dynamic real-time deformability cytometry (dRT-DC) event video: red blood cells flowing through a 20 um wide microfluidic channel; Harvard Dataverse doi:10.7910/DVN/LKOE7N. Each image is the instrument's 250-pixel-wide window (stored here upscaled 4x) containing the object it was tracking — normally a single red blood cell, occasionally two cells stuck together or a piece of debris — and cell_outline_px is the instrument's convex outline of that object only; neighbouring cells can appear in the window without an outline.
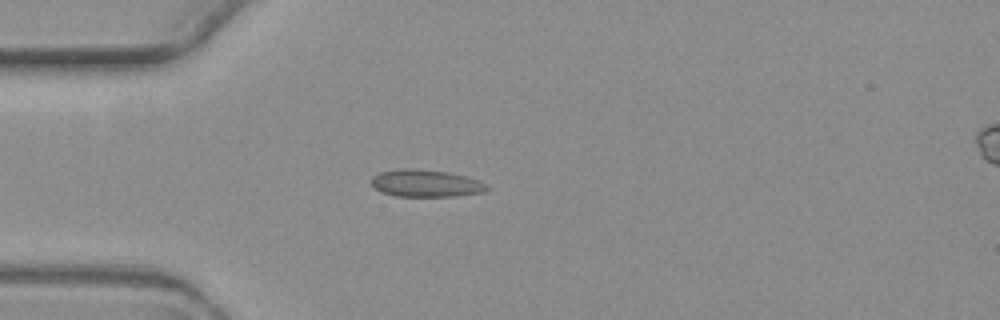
{"species": "common noctule bat (a hibernating species)", "species_latin": "Nyctalus noctula", "temperature_condition": "warm", "stored_images_in_passage": 5, "segment_of_instrument_passage": [1, 2], "camera_frame_rate_fps": 3000, "um_per_image_px": 0.085, "animal": {"sex": "female", "body_mass_g": 19.3, "forearm_length_mm": 54.1}, "frame": {"image": 1, "passage_image": 3, "time_ms": 3.0, "image_size_px": [1000, 320], "cell_outline_px": [[488, 188], [484, 192], [452, 196], [396, 196], [380, 192], [372, 188], [372, 176], [380, 172], [400, 168], [412, 168], [448, 172], [464, 176], [476, 180], [484, 184]], "centroid_in_image_um": [36.1, 15.58], "position_along_channel_um": 48.9, "area_um2": 18.21}}